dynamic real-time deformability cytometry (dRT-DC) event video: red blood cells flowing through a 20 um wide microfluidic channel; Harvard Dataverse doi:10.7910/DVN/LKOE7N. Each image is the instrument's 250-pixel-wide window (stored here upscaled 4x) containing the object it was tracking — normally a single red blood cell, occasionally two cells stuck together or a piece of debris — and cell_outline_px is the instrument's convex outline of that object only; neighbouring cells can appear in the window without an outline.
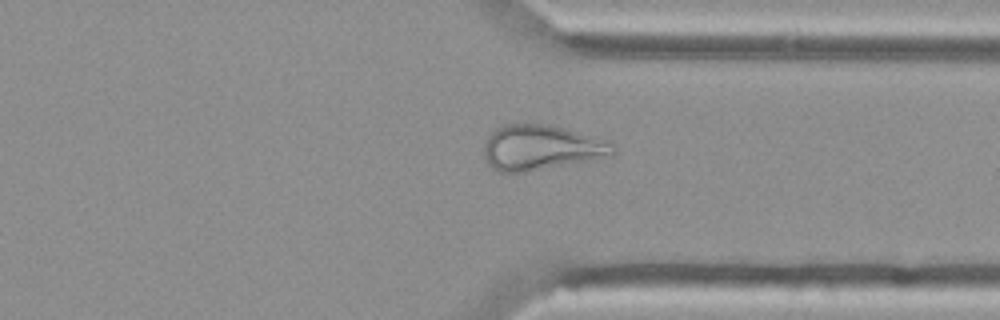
{"species": "Egyptian fruit bat (a non-hibernating species)", "species_latin": "Rousettus aegyptiacus", "temperature_condition": "cold", "stored_images_in_passage": 46, "camera_frame_rate_fps": 3000, "um_per_image_px": 0.085, "animal": {"sex": "female"}, "frame": {"image": 1, "passage_image": 33, "time_ms": 10.667, "image_size_px": [1000, 320], "cell_outline_px": [[616, 152], [612, 156], [524, 172], [496, 172], [484, 160], [484, 144], [488, 136], [496, 128], [504, 124], [544, 124], [564, 128], [596, 136], [612, 144], [616, 148]], "centroid_in_image_um": [45.98, 12.55], "position_along_channel_um": 365.4, "area_um2": 33.99}}